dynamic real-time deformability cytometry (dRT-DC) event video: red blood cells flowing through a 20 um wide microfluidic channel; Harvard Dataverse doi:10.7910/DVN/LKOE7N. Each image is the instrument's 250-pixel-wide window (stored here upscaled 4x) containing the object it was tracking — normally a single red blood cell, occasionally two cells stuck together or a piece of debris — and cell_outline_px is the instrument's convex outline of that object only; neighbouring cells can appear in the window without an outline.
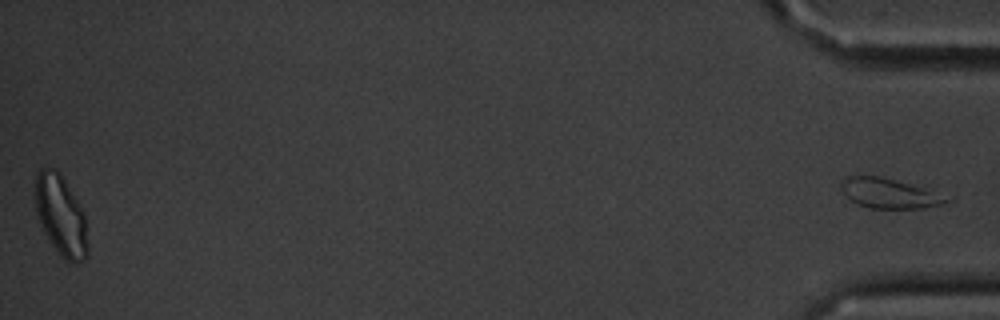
{"species": "common noctule bat (a hibernating species)", "species_latin": "Nyctalus noctula", "temperature_condition": "cold", "stored_images_in_passage": 60, "segment_of_instrument_passage": [2, 2], "camera_frame_rate_fps": 3000, "um_per_image_px": 0.085, "animal": {"sex": "male", "body_mass_g": 20.1, "forearm_length_mm": 53.5}, "frame": {"image": 1, "passage_image": 60, "time_ms": 19.667, "image_size_px": [1000, 320], "cell_outline_px": [[956, 196], [952, 200], [940, 204], [924, 208], [868, 208], [856, 204], [844, 192], [840, 184], [844, 176], [880, 176]], "centroid_in_image_um": [75.68, 16.43], "position_along_channel_um": 359.5, "area_um2": 18.55}}